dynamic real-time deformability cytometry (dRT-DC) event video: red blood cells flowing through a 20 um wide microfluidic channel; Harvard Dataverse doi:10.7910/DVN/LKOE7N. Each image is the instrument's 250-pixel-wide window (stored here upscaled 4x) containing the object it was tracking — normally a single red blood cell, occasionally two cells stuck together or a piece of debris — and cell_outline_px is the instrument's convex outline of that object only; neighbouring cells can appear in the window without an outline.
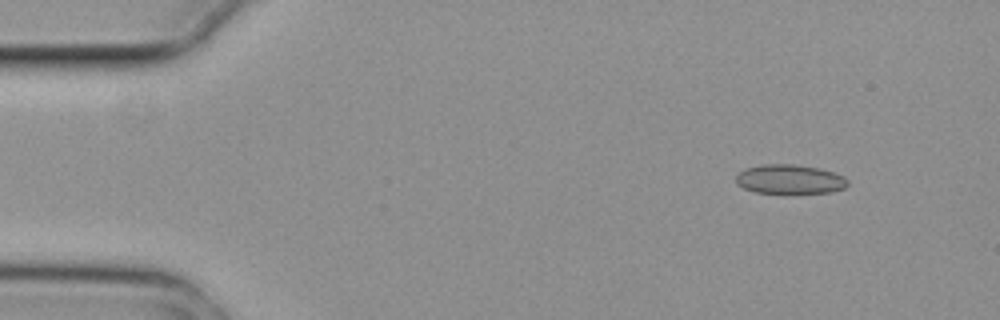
{"species": "common noctule bat (a hibernating species)", "species_latin": "Nyctalus noctula", "temperature_condition": "cold", "stored_images_in_passage": 5, "camera_frame_rate_fps": 3000, "um_per_image_px": 0.085, "animal": {"sex": "female", "body_mass_g": 29.2, "forearm_length_mm": 56.3}, "frame": {"image": 1, "passage_image": 1, "time_ms": 0.0, "image_size_px": [1000, 320], "cell_outline_px": [[848, 184], [844, 188], [832, 192], [756, 192], [744, 188], [736, 184], [736, 176], [744, 168], [764, 164], [792, 164], [820, 168], [844, 176], [848, 180]], "centroid_in_image_um": [67.12, 15.22], "position_along_channel_um": 17.9, "area_um2": 18.84}}
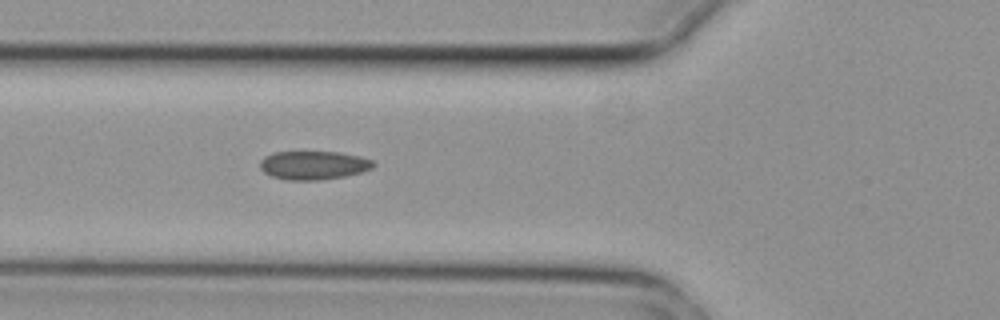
{"frame": {"image": 2, "passage_image": 5, "time_ms": 1.333, "image_size_px": [1000, 320], "cell_outline_px": [[376, 164], [372, 168], [360, 172], [344, 176], [320, 180], [288, 180], [272, 176], [264, 172], [260, 168], [260, 160], [264, 156], [272, 152], [340, 152], [360, 156], [372, 160]], "centroid_in_image_um": [26.63, 14.04], "position_along_channel_um": 99.2, "area_um2": 18.9}}